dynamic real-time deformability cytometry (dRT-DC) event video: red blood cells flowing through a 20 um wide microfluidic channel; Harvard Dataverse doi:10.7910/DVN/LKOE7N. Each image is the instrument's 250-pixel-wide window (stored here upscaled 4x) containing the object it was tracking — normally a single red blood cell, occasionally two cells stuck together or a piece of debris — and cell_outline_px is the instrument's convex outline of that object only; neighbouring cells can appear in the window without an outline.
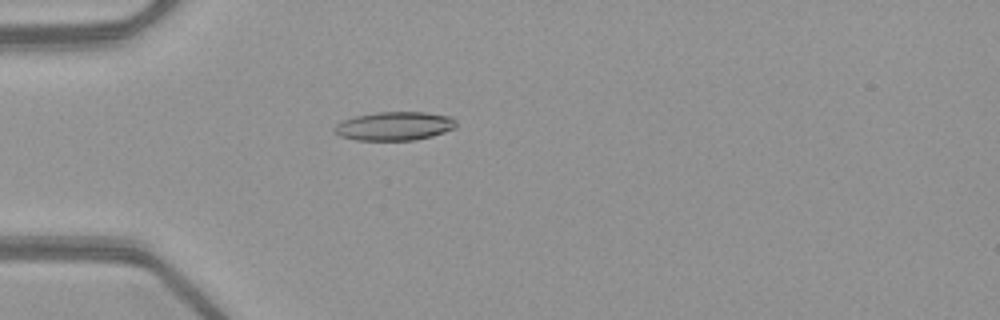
{"species": "common noctule bat (a hibernating species)", "species_latin": "Nyctalus noctula", "temperature_condition": "warm", "stored_images_in_passage": 52, "camera_frame_rate_fps": 3000, "um_per_image_px": 0.085, "animal": {"sex": "female", "body_mass_g": 21.9}, "frame": {"image": 1, "passage_image": 16, "time_ms": 5.0, "image_size_px": [1000, 320], "cell_outline_px": [[456, 128], [432, 136], [416, 140], [356, 140], [340, 136], [332, 132], [332, 128], [336, 124], [344, 120], [356, 116], [376, 112], [424, 112], [452, 116], [456, 120]], "centroid_in_image_um": [33.53, 10.72], "position_along_channel_um": 51.5, "area_um2": 20.52}}
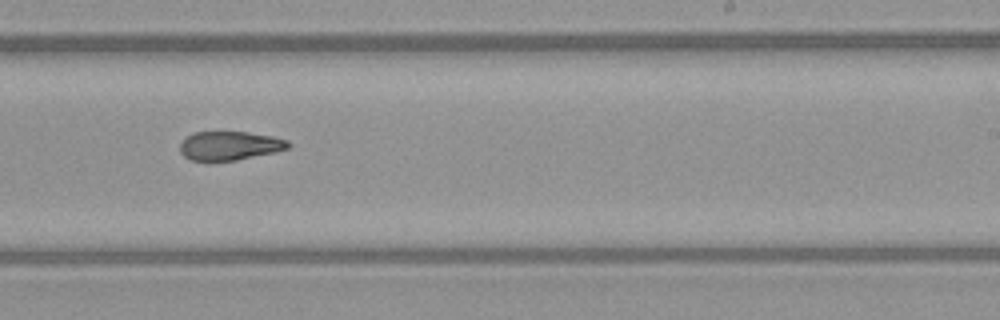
{"frame": {"image": 2, "passage_image": 33, "time_ms": 10.667, "image_size_px": [1000, 320], "cell_outline_px": [[292, 144], [288, 148], [276, 152], [236, 160], [208, 164], [192, 160], [184, 156], [180, 152], [180, 144], [192, 132], [248, 132], [272, 136], [288, 140]], "centroid_in_image_um": [19.5, 12.42], "position_along_channel_um": 269.5, "area_um2": 18.73}}
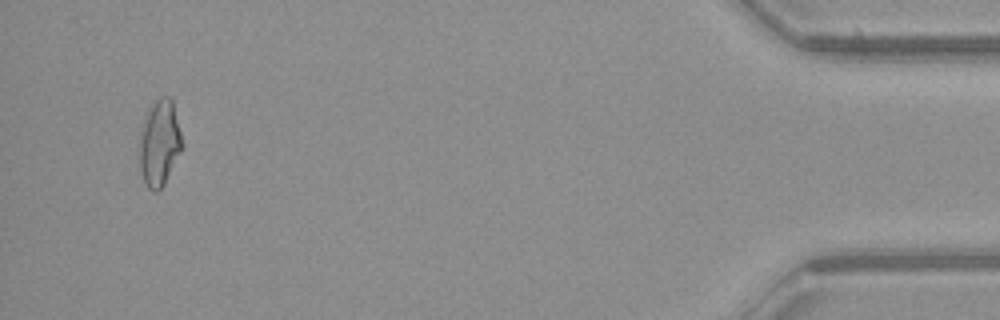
{"frame": {"image": 3, "passage_image": 50, "time_ms": 16.333, "image_size_px": [1000, 320], "cell_outline_px": [[184, 144], [164, 184], [156, 192], [148, 188], [140, 172], [140, 136], [144, 116], [152, 104], [160, 96], [168, 96], [172, 100]], "centroid_in_image_um": [13.56, 12.13], "position_along_channel_um": 421.6, "area_um2": 21.21}, "authors_computed_cell_mechanics": {"area_um2": 19.8832, "velocity_mm_per_s": 4.0777, "shape_relaxation_time_tau1_ms": null, "shape_relaxation_time_tau2_ms": 4.0243, "deformation_change_tau1": null, "deformation_change_tau2": 0.1282}}